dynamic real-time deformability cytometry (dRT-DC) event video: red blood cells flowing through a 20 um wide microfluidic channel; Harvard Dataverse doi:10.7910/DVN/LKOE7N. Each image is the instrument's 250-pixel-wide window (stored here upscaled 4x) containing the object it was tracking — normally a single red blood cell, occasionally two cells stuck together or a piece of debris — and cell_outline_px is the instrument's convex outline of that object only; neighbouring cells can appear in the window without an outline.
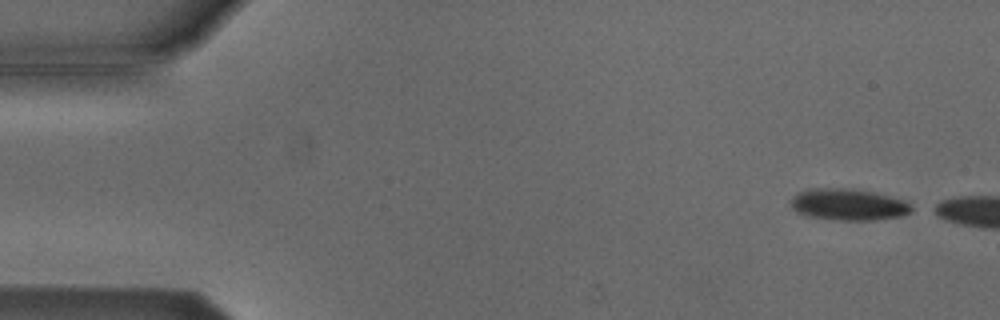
{"species": "Egyptian fruit bat (a non-hibernating species)", "species_latin": "Rousettus aegyptiacus", "temperature_condition": "cold", "stored_images_in_passage": 6, "camera_frame_rate_fps": 3000, "um_per_image_px": 0.085, "animal": {"sex": "male"}, "frame": {"image": 1, "passage_image": 2, "time_ms": 0.333, "image_size_px": [1000, 320], "cell_outline_px": [[912, 212], [904, 216], [872, 220], [836, 220], [808, 216], [796, 212], [792, 208], [792, 196], [796, 192], [816, 188], [852, 188], [876, 192], [904, 200], [912, 208]], "centroid_in_image_um": [72.12, 17.38], "position_along_channel_um": 12.9, "area_um2": 22.37}}